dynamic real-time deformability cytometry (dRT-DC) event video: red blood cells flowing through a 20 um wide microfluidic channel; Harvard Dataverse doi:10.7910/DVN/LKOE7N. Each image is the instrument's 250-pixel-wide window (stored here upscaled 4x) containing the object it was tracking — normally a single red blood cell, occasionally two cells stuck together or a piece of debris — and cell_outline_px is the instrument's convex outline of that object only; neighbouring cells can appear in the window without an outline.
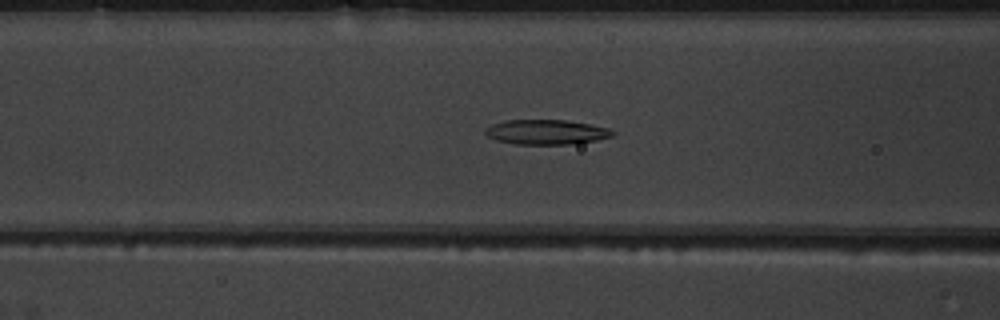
{"species": "common noctule bat (a hibernating species)", "species_latin": "Nyctalus noctula", "temperature_condition": "warm", "stored_images_in_passage": 52, "camera_frame_rate_fps": 3000, "um_per_image_px": 0.085, "animal": {"sex": "male", "body_mass_g": 19.5, "forearm_length_mm": 54.6}, "frame": {"image": 1, "passage_image": 22, "time_ms": 7.0, "image_size_px": [1000, 320], "cell_outline_px": [[616, 132], [612, 136], [596, 140], [568, 144], [516, 144], [496, 140], [488, 136], [484, 132], [484, 128], [492, 124], [504, 120], [564, 120], [588, 124], [608, 128]], "centroid_in_image_um": [46.39, 11.22], "position_along_channel_um": 120.2, "area_um2": 18.26}}
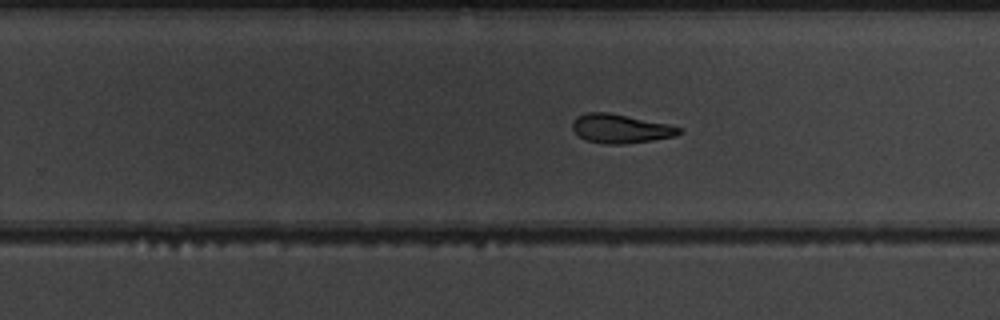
{"frame": {"image": 2, "passage_image": 34, "time_ms": 11.0, "image_size_px": [1000, 320], "cell_outline_px": [[684, 132], [676, 136], [652, 140], [624, 144], [604, 144], [588, 140], [580, 136], [572, 128], [572, 120], [576, 116], [588, 112], [608, 112], [668, 124], [680, 128]], "centroid_in_image_um": [52.75, 10.93], "position_along_channel_um": 277.1, "area_um2": 17.92}}
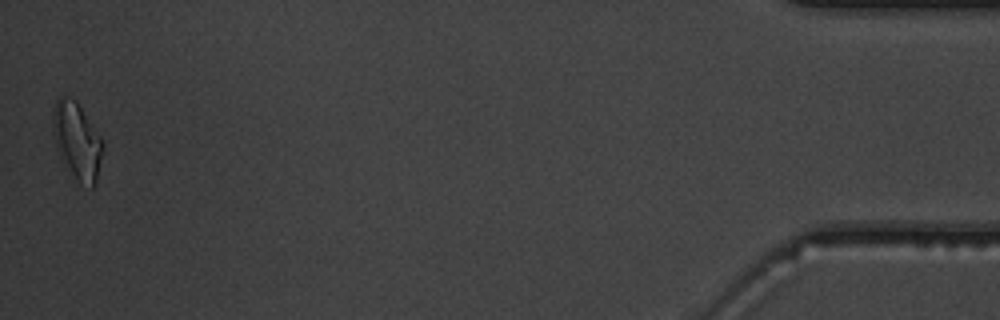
{"frame": {"image": 3, "passage_image": 52, "time_ms": 17.0, "image_size_px": [1000, 320], "cell_outline_px": [[104, 148], [96, 184], [92, 188], [80, 184], [60, 156], [56, 148], [52, 128], [52, 112], [56, 100], [60, 96], [68, 96], [76, 100], [104, 140]], "centroid_in_image_um": [6.57, 11.95], "position_along_channel_um": 428.6, "area_um2": 22.66}, "authors_computed_cell_mechanics": {"area_um2": 19.0162, "velocity_mm_per_s": 3.9281, "shape_relaxation_time_tau1_ms": null, "shape_relaxation_time_tau2_ms": 3.0494, "deformation_change_tau1": null, "deformation_change_tau2": 0.1119}}